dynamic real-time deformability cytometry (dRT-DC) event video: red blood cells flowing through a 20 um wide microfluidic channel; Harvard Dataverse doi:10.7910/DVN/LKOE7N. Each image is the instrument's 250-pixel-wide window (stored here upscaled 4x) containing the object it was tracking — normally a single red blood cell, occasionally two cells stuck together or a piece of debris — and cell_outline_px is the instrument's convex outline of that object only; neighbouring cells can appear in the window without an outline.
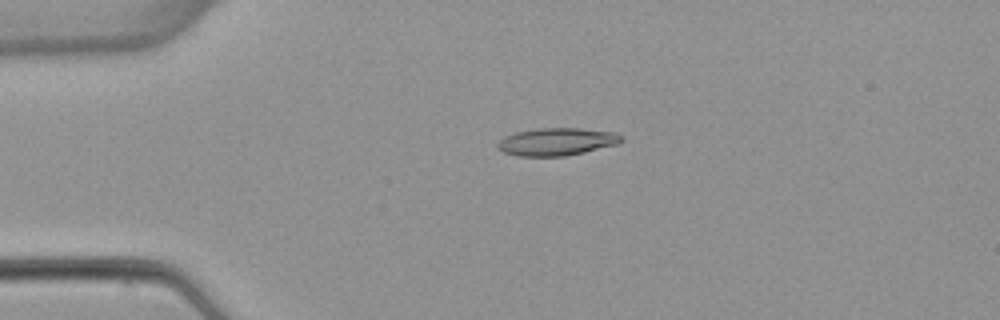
{"species": "common noctule bat (a hibernating species)", "species_latin": "Nyctalus noctula", "temperature_condition": "warm", "stored_images_in_passage": 3, "camera_frame_rate_fps": 3000, "um_per_image_px": 0.085, "animal": {"sex": "female", "body_mass_g": 22.7, "forearm_length_mm": 54.2}, "frame": {"image": 1, "passage_image": 3, "time_ms": 2.333, "image_size_px": [1000, 320], "cell_outline_px": [[624, 140], [616, 144], [584, 152], [564, 156], [516, 156], [504, 152], [496, 148], [496, 144], [504, 136], [516, 132], [536, 128], [580, 128], [616, 132], [624, 136]], "centroid_in_image_um": [47.31, 12.04], "position_along_channel_um": 37.7, "area_um2": 20.06}}